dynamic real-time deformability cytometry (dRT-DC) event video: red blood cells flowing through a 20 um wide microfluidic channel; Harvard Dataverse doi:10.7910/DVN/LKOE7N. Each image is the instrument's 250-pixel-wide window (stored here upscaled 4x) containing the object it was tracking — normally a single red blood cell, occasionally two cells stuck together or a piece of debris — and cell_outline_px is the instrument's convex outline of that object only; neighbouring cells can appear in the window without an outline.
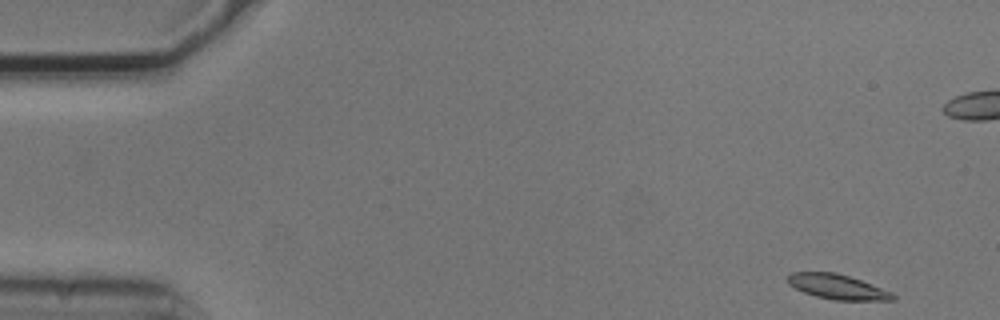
{"species": "common noctule bat (a hibernating species)", "species_latin": "Nyctalus noctula", "temperature_condition": "cold", "stored_images_in_passage": 7, "camera_frame_rate_fps": 3000, "um_per_image_px": 0.085, "animal": {"sex": "male", "body_mass_g": 20.5, "forearm_length_mm": 52.5}, "frame": {"image": 1, "passage_image": 1, "time_ms": 0.0, "image_size_px": [1000, 320], "cell_outline_px": [[896, 300], [832, 300], [816, 296], [804, 292], [788, 284], [788, 276], [792, 272], [836, 272], [860, 280], [892, 292], [896, 296]], "centroid_in_image_um": [71.19, 24.38], "position_along_channel_um": 13.8, "area_um2": 15.09}}
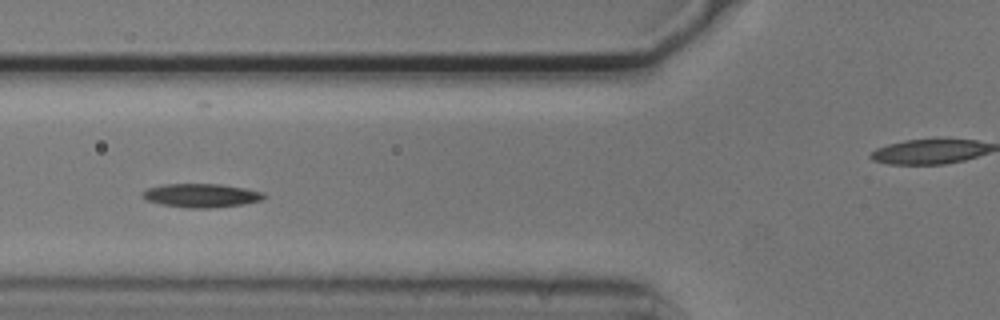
{"frame": {"image": 2, "passage_image": 5, "time_ms": 1.333, "image_size_px": [1000, 320], "cell_outline_px": [[268, 196], [260, 200], [244, 204], [216, 208], [188, 208], [160, 204], [148, 200], [140, 196], [148, 188], [164, 184], [220, 184], [244, 188], [264, 192]], "centroid_in_image_um": [17.14, 16.62], "position_along_channel_um": 108.7, "area_um2": 16.82}}
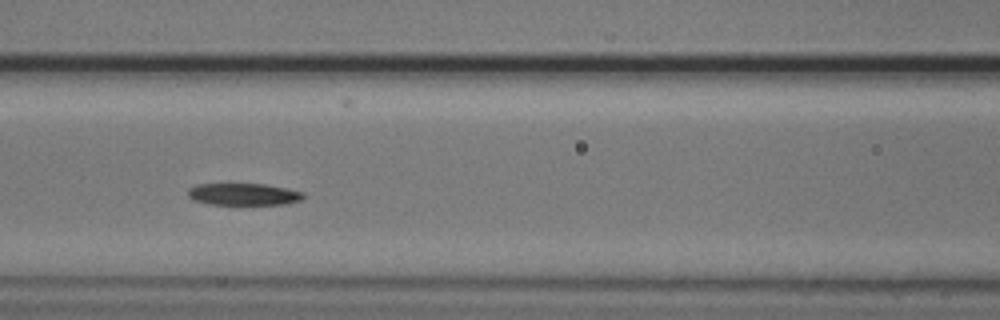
{"frame": {"image": 3, "passage_image": 6, "time_ms": 1.667, "image_size_px": [1000, 320], "cell_outline_px": [[304, 196], [300, 200], [284, 204], [212, 204], [196, 200], [188, 196], [188, 188], [196, 184], [264, 184], [288, 188], [304, 192]], "centroid_in_image_um": [20.72, 16.5], "position_along_channel_um": 145.9, "area_um2": 14.62}}